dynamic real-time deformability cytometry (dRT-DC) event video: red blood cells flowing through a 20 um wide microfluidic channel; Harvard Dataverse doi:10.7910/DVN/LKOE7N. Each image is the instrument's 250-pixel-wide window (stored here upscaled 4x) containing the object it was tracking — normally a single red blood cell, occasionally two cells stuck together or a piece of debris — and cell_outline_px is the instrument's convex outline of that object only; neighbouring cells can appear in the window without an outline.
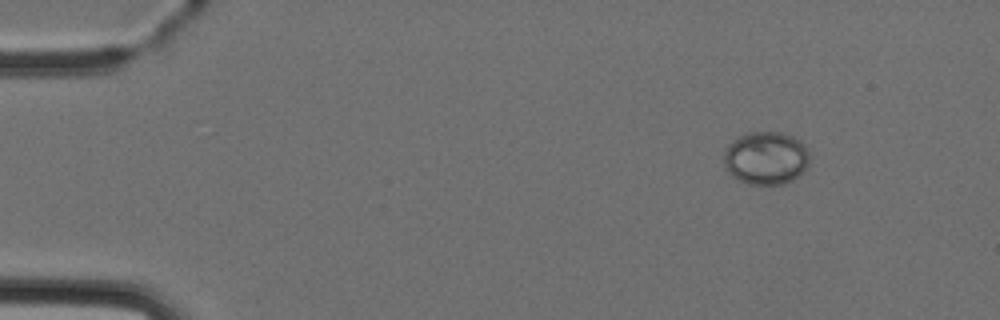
{"species": "Egyptian fruit bat (a non-hibernating species)", "species_latin": "Rousettus aegyptiacus", "temperature_condition": "cold", "stored_images_in_passage": 4, "camera_frame_rate_fps": 3000, "um_per_image_px": 0.085, "animal": {"sex": "female"}, "frame": {"image": 1, "passage_image": 1, "time_ms": 0.0, "image_size_px": [1000, 320], "cell_outline_px": [[808, 164], [804, 172], [792, 180], [780, 184], [748, 184], [732, 176], [724, 168], [724, 152], [732, 140], [748, 132], [780, 132], [792, 136], [800, 140], [804, 144], [808, 152]], "centroid_in_image_um": [65.1, 13.43], "position_along_channel_um": 19.9, "area_um2": 26.53}}